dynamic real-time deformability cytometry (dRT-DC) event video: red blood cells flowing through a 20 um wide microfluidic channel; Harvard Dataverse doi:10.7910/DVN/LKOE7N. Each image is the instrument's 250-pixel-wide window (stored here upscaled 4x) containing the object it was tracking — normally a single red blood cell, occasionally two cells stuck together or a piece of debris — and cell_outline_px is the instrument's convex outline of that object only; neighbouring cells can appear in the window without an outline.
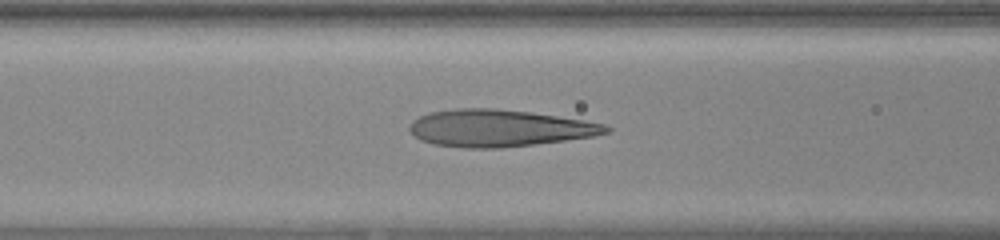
{"species": "human", "species_latin": "Homo sapiens", "temperature_condition": "warm", "stored_images_in_passage": 35, "camera_frame_rate_fps": 3000, "um_per_image_px": 0.085, "donor": {"sex": "female"}, "frame": {"image": 1, "passage_image": 10, "time_ms": 3.0, "image_size_px": [1000, 240], "cell_outline_px": [[612, 132], [592, 136], [564, 140], [500, 148], [464, 148], [436, 144], [420, 140], [408, 128], [412, 120], [428, 112], [456, 108], [496, 108], [528, 112], [584, 120], [608, 124], [612, 128]], "centroid_in_image_um": [42.44, 10.88], "position_along_channel_um": 124.2, "area_um2": 42.31}}
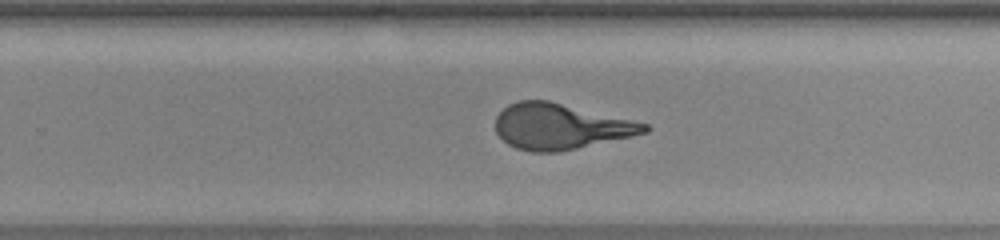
{"frame": {"image": 2, "passage_image": 22, "time_ms": 7.0, "image_size_px": [1000, 240], "cell_outline_px": [[652, 128], [648, 132], [632, 136], [576, 148], [556, 152], [532, 152], [516, 148], [508, 144], [496, 132], [496, 116], [508, 104], [520, 100], [548, 100], [648, 124]], "centroid_in_image_um": [47.62, 10.75], "position_along_channel_um": 282.2, "area_um2": 39.3}}
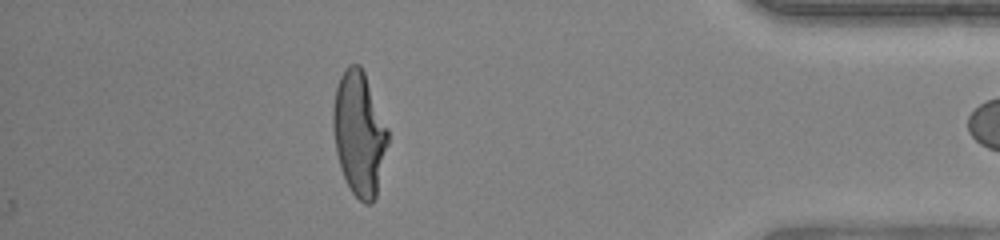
{"frame": {"image": 3, "passage_image": 34, "time_ms": 11.0, "image_size_px": [1000, 240], "cell_outline_px": [[388, 144], [376, 196], [372, 204], [364, 204], [352, 192], [340, 168], [336, 152], [332, 128], [332, 108], [336, 88], [340, 76], [344, 68], [348, 64], [360, 64], [364, 72], [388, 128]], "centroid_in_image_um": [30.52, 11.34], "position_along_channel_um": 404.7, "area_um2": 39.71}}